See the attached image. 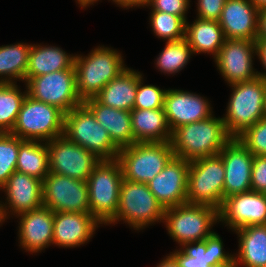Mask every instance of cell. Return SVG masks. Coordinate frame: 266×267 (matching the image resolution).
Returning <instances> with one entry per match:
<instances>
[{
	"label": "cell",
	"mask_w": 266,
	"mask_h": 267,
	"mask_svg": "<svg viewBox=\"0 0 266 267\" xmlns=\"http://www.w3.org/2000/svg\"><path fill=\"white\" fill-rule=\"evenodd\" d=\"M19 218V246L37 253L53 242L54 212L44 206L16 215Z\"/></svg>",
	"instance_id": "44dd1931"
},
{
	"label": "cell",
	"mask_w": 266,
	"mask_h": 267,
	"mask_svg": "<svg viewBox=\"0 0 266 267\" xmlns=\"http://www.w3.org/2000/svg\"><path fill=\"white\" fill-rule=\"evenodd\" d=\"M253 55H257L256 41L226 39L214 59L217 69L230 85L258 76L253 68Z\"/></svg>",
	"instance_id": "5bb4252c"
},
{
	"label": "cell",
	"mask_w": 266,
	"mask_h": 267,
	"mask_svg": "<svg viewBox=\"0 0 266 267\" xmlns=\"http://www.w3.org/2000/svg\"><path fill=\"white\" fill-rule=\"evenodd\" d=\"M31 44L17 43L0 46V83L25 82Z\"/></svg>",
	"instance_id": "f546056e"
},
{
	"label": "cell",
	"mask_w": 266,
	"mask_h": 267,
	"mask_svg": "<svg viewBox=\"0 0 266 267\" xmlns=\"http://www.w3.org/2000/svg\"><path fill=\"white\" fill-rule=\"evenodd\" d=\"M180 267H211L208 256V237L204 241L188 242L170 252Z\"/></svg>",
	"instance_id": "e575fe53"
},
{
	"label": "cell",
	"mask_w": 266,
	"mask_h": 267,
	"mask_svg": "<svg viewBox=\"0 0 266 267\" xmlns=\"http://www.w3.org/2000/svg\"><path fill=\"white\" fill-rule=\"evenodd\" d=\"M0 190L7 196L6 202L1 204L5 219L10 212L18 215L43 206L42 180L27 174L15 171Z\"/></svg>",
	"instance_id": "d6986e66"
},
{
	"label": "cell",
	"mask_w": 266,
	"mask_h": 267,
	"mask_svg": "<svg viewBox=\"0 0 266 267\" xmlns=\"http://www.w3.org/2000/svg\"><path fill=\"white\" fill-rule=\"evenodd\" d=\"M186 17H179L165 12L151 11V27L160 39L178 41L185 38Z\"/></svg>",
	"instance_id": "d6a6232c"
},
{
	"label": "cell",
	"mask_w": 266,
	"mask_h": 267,
	"mask_svg": "<svg viewBox=\"0 0 266 267\" xmlns=\"http://www.w3.org/2000/svg\"><path fill=\"white\" fill-rule=\"evenodd\" d=\"M258 15L250 0H226L218 22L226 39L256 41Z\"/></svg>",
	"instance_id": "ffe728a7"
},
{
	"label": "cell",
	"mask_w": 266,
	"mask_h": 267,
	"mask_svg": "<svg viewBox=\"0 0 266 267\" xmlns=\"http://www.w3.org/2000/svg\"><path fill=\"white\" fill-rule=\"evenodd\" d=\"M26 95L16 83H0V133L12 131Z\"/></svg>",
	"instance_id": "4dcf8cb0"
},
{
	"label": "cell",
	"mask_w": 266,
	"mask_h": 267,
	"mask_svg": "<svg viewBox=\"0 0 266 267\" xmlns=\"http://www.w3.org/2000/svg\"><path fill=\"white\" fill-rule=\"evenodd\" d=\"M121 53L98 46L88 56L75 55L76 87L82 101L95 97L111 80L127 67Z\"/></svg>",
	"instance_id": "7a4b0ae2"
},
{
	"label": "cell",
	"mask_w": 266,
	"mask_h": 267,
	"mask_svg": "<svg viewBox=\"0 0 266 267\" xmlns=\"http://www.w3.org/2000/svg\"><path fill=\"white\" fill-rule=\"evenodd\" d=\"M165 210L149 190L148 184L123 178L117 213L106 225L123 220L135 230L144 229L159 220L163 222Z\"/></svg>",
	"instance_id": "277c9868"
},
{
	"label": "cell",
	"mask_w": 266,
	"mask_h": 267,
	"mask_svg": "<svg viewBox=\"0 0 266 267\" xmlns=\"http://www.w3.org/2000/svg\"><path fill=\"white\" fill-rule=\"evenodd\" d=\"M113 2H115L118 6H121L122 8H135L139 7V6H143L145 7L148 3V0H112Z\"/></svg>",
	"instance_id": "ee69618b"
},
{
	"label": "cell",
	"mask_w": 266,
	"mask_h": 267,
	"mask_svg": "<svg viewBox=\"0 0 266 267\" xmlns=\"http://www.w3.org/2000/svg\"><path fill=\"white\" fill-rule=\"evenodd\" d=\"M256 53L264 69L266 70V39L256 40ZM258 76L262 77L266 81V72H258Z\"/></svg>",
	"instance_id": "b9f144b4"
},
{
	"label": "cell",
	"mask_w": 266,
	"mask_h": 267,
	"mask_svg": "<svg viewBox=\"0 0 266 267\" xmlns=\"http://www.w3.org/2000/svg\"><path fill=\"white\" fill-rule=\"evenodd\" d=\"M49 171L58 175L87 181L95 166L101 161L65 135L47 142Z\"/></svg>",
	"instance_id": "7c38bea8"
},
{
	"label": "cell",
	"mask_w": 266,
	"mask_h": 267,
	"mask_svg": "<svg viewBox=\"0 0 266 267\" xmlns=\"http://www.w3.org/2000/svg\"><path fill=\"white\" fill-rule=\"evenodd\" d=\"M218 267H235V264H225Z\"/></svg>",
	"instance_id": "681fc988"
},
{
	"label": "cell",
	"mask_w": 266,
	"mask_h": 267,
	"mask_svg": "<svg viewBox=\"0 0 266 267\" xmlns=\"http://www.w3.org/2000/svg\"><path fill=\"white\" fill-rule=\"evenodd\" d=\"M25 83L28 96L54 105L64 113L83 104L77 93L74 65L70 69L31 77Z\"/></svg>",
	"instance_id": "8fae6325"
},
{
	"label": "cell",
	"mask_w": 266,
	"mask_h": 267,
	"mask_svg": "<svg viewBox=\"0 0 266 267\" xmlns=\"http://www.w3.org/2000/svg\"><path fill=\"white\" fill-rule=\"evenodd\" d=\"M23 141L10 132L0 133V188L16 171L19 145Z\"/></svg>",
	"instance_id": "836d02e7"
},
{
	"label": "cell",
	"mask_w": 266,
	"mask_h": 267,
	"mask_svg": "<svg viewBox=\"0 0 266 267\" xmlns=\"http://www.w3.org/2000/svg\"><path fill=\"white\" fill-rule=\"evenodd\" d=\"M99 124L106 128L111 140L119 148L133 145L130 111L115 109L101 104L95 97L83 101Z\"/></svg>",
	"instance_id": "603a6c76"
},
{
	"label": "cell",
	"mask_w": 266,
	"mask_h": 267,
	"mask_svg": "<svg viewBox=\"0 0 266 267\" xmlns=\"http://www.w3.org/2000/svg\"><path fill=\"white\" fill-rule=\"evenodd\" d=\"M197 18L218 21L226 0H197Z\"/></svg>",
	"instance_id": "60d3db41"
},
{
	"label": "cell",
	"mask_w": 266,
	"mask_h": 267,
	"mask_svg": "<svg viewBox=\"0 0 266 267\" xmlns=\"http://www.w3.org/2000/svg\"><path fill=\"white\" fill-rule=\"evenodd\" d=\"M189 167V161L174 156L165 168L147 183L149 190L165 209L187 203Z\"/></svg>",
	"instance_id": "2e32d148"
},
{
	"label": "cell",
	"mask_w": 266,
	"mask_h": 267,
	"mask_svg": "<svg viewBox=\"0 0 266 267\" xmlns=\"http://www.w3.org/2000/svg\"><path fill=\"white\" fill-rule=\"evenodd\" d=\"M185 39L192 53H211L215 58L226 38L218 21L196 18L192 24L186 22Z\"/></svg>",
	"instance_id": "83f0119b"
},
{
	"label": "cell",
	"mask_w": 266,
	"mask_h": 267,
	"mask_svg": "<svg viewBox=\"0 0 266 267\" xmlns=\"http://www.w3.org/2000/svg\"><path fill=\"white\" fill-rule=\"evenodd\" d=\"M101 224L90 213L54 212L53 242L59 247H77L87 243Z\"/></svg>",
	"instance_id": "7402d4cb"
},
{
	"label": "cell",
	"mask_w": 266,
	"mask_h": 267,
	"mask_svg": "<svg viewBox=\"0 0 266 267\" xmlns=\"http://www.w3.org/2000/svg\"><path fill=\"white\" fill-rule=\"evenodd\" d=\"M1 201H0V224L2 225V223L6 220L3 214V209H2V205H1Z\"/></svg>",
	"instance_id": "c3c4849f"
},
{
	"label": "cell",
	"mask_w": 266,
	"mask_h": 267,
	"mask_svg": "<svg viewBox=\"0 0 266 267\" xmlns=\"http://www.w3.org/2000/svg\"><path fill=\"white\" fill-rule=\"evenodd\" d=\"M42 188L43 206L53 212L90 213L86 181L49 172Z\"/></svg>",
	"instance_id": "4fadbf2b"
},
{
	"label": "cell",
	"mask_w": 266,
	"mask_h": 267,
	"mask_svg": "<svg viewBox=\"0 0 266 267\" xmlns=\"http://www.w3.org/2000/svg\"><path fill=\"white\" fill-rule=\"evenodd\" d=\"M225 167L219 154L190 162L187 203L221 208L224 201Z\"/></svg>",
	"instance_id": "30bf717a"
},
{
	"label": "cell",
	"mask_w": 266,
	"mask_h": 267,
	"mask_svg": "<svg viewBox=\"0 0 266 267\" xmlns=\"http://www.w3.org/2000/svg\"><path fill=\"white\" fill-rule=\"evenodd\" d=\"M266 39V7L259 9L258 32L256 40Z\"/></svg>",
	"instance_id": "7bdbcfd3"
},
{
	"label": "cell",
	"mask_w": 266,
	"mask_h": 267,
	"mask_svg": "<svg viewBox=\"0 0 266 267\" xmlns=\"http://www.w3.org/2000/svg\"><path fill=\"white\" fill-rule=\"evenodd\" d=\"M69 140L83 146L100 160L117 159L120 149L111 140L106 128L84 105L64 114V133Z\"/></svg>",
	"instance_id": "52a82bcc"
},
{
	"label": "cell",
	"mask_w": 266,
	"mask_h": 267,
	"mask_svg": "<svg viewBox=\"0 0 266 267\" xmlns=\"http://www.w3.org/2000/svg\"><path fill=\"white\" fill-rule=\"evenodd\" d=\"M77 1H78V4H80L82 8H86L89 5H92L94 2H97L99 0H77Z\"/></svg>",
	"instance_id": "bcb514c9"
},
{
	"label": "cell",
	"mask_w": 266,
	"mask_h": 267,
	"mask_svg": "<svg viewBox=\"0 0 266 267\" xmlns=\"http://www.w3.org/2000/svg\"><path fill=\"white\" fill-rule=\"evenodd\" d=\"M251 190L266 194V156L253 157Z\"/></svg>",
	"instance_id": "ab89813d"
},
{
	"label": "cell",
	"mask_w": 266,
	"mask_h": 267,
	"mask_svg": "<svg viewBox=\"0 0 266 267\" xmlns=\"http://www.w3.org/2000/svg\"><path fill=\"white\" fill-rule=\"evenodd\" d=\"M232 94L227 105L223 122L232 138H237L248 127L265 117L264 100L266 81L257 76L255 79L230 84Z\"/></svg>",
	"instance_id": "3957f363"
},
{
	"label": "cell",
	"mask_w": 266,
	"mask_h": 267,
	"mask_svg": "<svg viewBox=\"0 0 266 267\" xmlns=\"http://www.w3.org/2000/svg\"><path fill=\"white\" fill-rule=\"evenodd\" d=\"M157 267H180L175 258L170 254L166 256Z\"/></svg>",
	"instance_id": "f6af8a7d"
},
{
	"label": "cell",
	"mask_w": 266,
	"mask_h": 267,
	"mask_svg": "<svg viewBox=\"0 0 266 267\" xmlns=\"http://www.w3.org/2000/svg\"><path fill=\"white\" fill-rule=\"evenodd\" d=\"M174 156L170 141L135 142L121 148L117 160L124 179L147 184Z\"/></svg>",
	"instance_id": "ba28073f"
},
{
	"label": "cell",
	"mask_w": 266,
	"mask_h": 267,
	"mask_svg": "<svg viewBox=\"0 0 266 267\" xmlns=\"http://www.w3.org/2000/svg\"><path fill=\"white\" fill-rule=\"evenodd\" d=\"M164 111L170 129L201 121L212 116L210 102L198 94L168 89L164 97Z\"/></svg>",
	"instance_id": "ac0fdd59"
},
{
	"label": "cell",
	"mask_w": 266,
	"mask_h": 267,
	"mask_svg": "<svg viewBox=\"0 0 266 267\" xmlns=\"http://www.w3.org/2000/svg\"><path fill=\"white\" fill-rule=\"evenodd\" d=\"M64 112L26 95L10 133L23 140L49 142L64 133Z\"/></svg>",
	"instance_id": "9c48e42d"
},
{
	"label": "cell",
	"mask_w": 266,
	"mask_h": 267,
	"mask_svg": "<svg viewBox=\"0 0 266 267\" xmlns=\"http://www.w3.org/2000/svg\"><path fill=\"white\" fill-rule=\"evenodd\" d=\"M134 142H168L172 130L164 108L130 111Z\"/></svg>",
	"instance_id": "d4e9b609"
},
{
	"label": "cell",
	"mask_w": 266,
	"mask_h": 267,
	"mask_svg": "<svg viewBox=\"0 0 266 267\" xmlns=\"http://www.w3.org/2000/svg\"><path fill=\"white\" fill-rule=\"evenodd\" d=\"M237 138L254 156H266V117L248 127Z\"/></svg>",
	"instance_id": "d590c367"
},
{
	"label": "cell",
	"mask_w": 266,
	"mask_h": 267,
	"mask_svg": "<svg viewBox=\"0 0 266 267\" xmlns=\"http://www.w3.org/2000/svg\"><path fill=\"white\" fill-rule=\"evenodd\" d=\"M258 9L266 7V0H250Z\"/></svg>",
	"instance_id": "7dc6e473"
},
{
	"label": "cell",
	"mask_w": 266,
	"mask_h": 267,
	"mask_svg": "<svg viewBox=\"0 0 266 267\" xmlns=\"http://www.w3.org/2000/svg\"><path fill=\"white\" fill-rule=\"evenodd\" d=\"M264 111H265V117H266V91H265V100H264Z\"/></svg>",
	"instance_id": "f907efd6"
},
{
	"label": "cell",
	"mask_w": 266,
	"mask_h": 267,
	"mask_svg": "<svg viewBox=\"0 0 266 267\" xmlns=\"http://www.w3.org/2000/svg\"><path fill=\"white\" fill-rule=\"evenodd\" d=\"M170 237L179 246L188 242L204 241L219 222V210L209 205L185 203L165 210L163 223Z\"/></svg>",
	"instance_id": "5b68a950"
},
{
	"label": "cell",
	"mask_w": 266,
	"mask_h": 267,
	"mask_svg": "<svg viewBox=\"0 0 266 267\" xmlns=\"http://www.w3.org/2000/svg\"><path fill=\"white\" fill-rule=\"evenodd\" d=\"M16 171L43 180L50 172L47 142L24 140L19 145Z\"/></svg>",
	"instance_id": "f1b7e54d"
},
{
	"label": "cell",
	"mask_w": 266,
	"mask_h": 267,
	"mask_svg": "<svg viewBox=\"0 0 266 267\" xmlns=\"http://www.w3.org/2000/svg\"><path fill=\"white\" fill-rule=\"evenodd\" d=\"M223 241L218 233L214 232L208 237V256L209 265L218 267L225 264H234V254H228L223 251Z\"/></svg>",
	"instance_id": "74e56055"
},
{
	"label": "cell",
	"mask_w": 266,
	"mask_h": 267,
	"mask_svg": "<svg viewBox=\"0 0 266 267\" xmlns=\"http://www.w3.org/2000/svg\"><path fill=\"white\" fill-rule=\"evenodd\" d=\"M192 53L187 40L166 42L165 48L156 59L159 71L165 74H175L181 71L189 62Z\"/></svg>",
	"instance_id": "1f68e13d"
},
{
	"label": "cell",
	"mask_w": 266,
	"mask_h": 267,
	"mask_svg": "<svg viewBox=\"0 0 266 267\" xmlns=\"http://www.w3.org/2000/svg\"><path fill=\"white\" fill-rule=\"evenodd\" d=\"M190 0H148L147 7L152 11L165 12L179 17H186Z\"/></svg>",
	"instance_id": "f35d334b"
},
{
	"label": "cell",
	"mask_w": 266,
	"mask_h": 267,
	"mask_svg": "<svg viewBox=\"0 0 266 267\" xmlns=\"http://www.w3.org/2000/svg\"><path fill=\"white\" fill-rule=\"evenodd\" d=\"M231 139L223 118L212 115L207 119L175 128L170 144L175 157L191 162L219 154Z\"/></svg>",
	"instance_id": "6da1fadb"
},
{
	"label": "cell",
	"mask_w": 266,
	"mask_h": 267,
	"mask_svg": "<svg viewBox=\"0 0 266 267\" xmlns=\"http://www.w3.org/2000/svg\"><path fill=\"white\" fill-rule=\"evenodd\" d=\"M234 232L240 237L235 267H266V225H251Z\"/></svg>",
	"instance_id": "484cf974"
},
{
	"label": "cell",
	"mask_w": 266,
	"mask_h": 267,
	"mask_svg": "<svg viewBox=\"0 0 266 267\" xmlns=\"http://www.w3.org/2000/svg\"><path fill=\"white\" fill-rule=\"evenodd\" d=\"M143 77L138 81L135 109H160L164 107V97L167 90L155 85H143Z\"/></svg>",
	"instance_id": "8d00e7d4"
},
{
	"label": "cell",
	"mask_w": 266,
	"mask_h": 267,
	"mask_svg": "<svg viewBox=\"0 0 266 267\" xmlns=\"http://www.w3.org/2000/svg\"><path fill=\"white\" fill-rule=\"evenodd\" d=\"M74 55L56 46L32 45L29 52L25 82L31 77L70 69L74 65Z\"/></svg>",
	"instance_id": "4316f807"
},
{
	"label": "cell",
	"mask_w": 266,
	"mask_h": 267,
	"mask_svg": "<svg viewBox=\"0 0 266 267\" xmlns=\"http://www.w3.org/2000/svg\"><path fill=\"white\" fill-rule=\"evenodd\" d=\"M122 168L117 159L101 160L88 177L90 214L101 224H107L117 213Z\"/></svg>",
	"instance_id": "8992f818"
},
{
	"label": "cell",
	"mask_w": 266,
	"mask_h": 267,
	"mask_svg": "<svg viewBox=\"0 0 266 267\" xmlns=\"http://www.w3.org/2000/svg\"><path fill=\"white\" fill-rule=\"evenodd\" d=\"M225 167L224 199L251 191V171L254 155L239 141L232 138L220 151Z\"/></svg>",
	"instance_id": "e0dca14e"
},
{
	"label": "cell",
	"mask_w": 266,
	"mask_h": 267,
	"mask_svg": "<svg viewBox=\"0 0 266 267\" xmlns=\"http://www.w3.org/2000/svg\"><path fill=\"white\" fill-rule=\"evenodd\" d=\"M219 221L232 230L251 225H266V194L248 191L224 199Z\"/></svg>",
	"instance_id": "9a60e30c"
},
{
	"label": "cell",
	"mask_w": 266,
	"mask_h": 267,
	"mask_svg": "<svg viewBox=\"0 0 266 267\" xmlns=\"http://www.w3.org/2000/svg\"><path fill=\"white\" fill-rule=\"evenodd\" d=\"M142 77L140 72L127 67L104 86L95 98L103 105L131 111L134 107L138 81Z\"/></svg>",
	"instance_id": "cb8c5ba5"
}]
</instances>
